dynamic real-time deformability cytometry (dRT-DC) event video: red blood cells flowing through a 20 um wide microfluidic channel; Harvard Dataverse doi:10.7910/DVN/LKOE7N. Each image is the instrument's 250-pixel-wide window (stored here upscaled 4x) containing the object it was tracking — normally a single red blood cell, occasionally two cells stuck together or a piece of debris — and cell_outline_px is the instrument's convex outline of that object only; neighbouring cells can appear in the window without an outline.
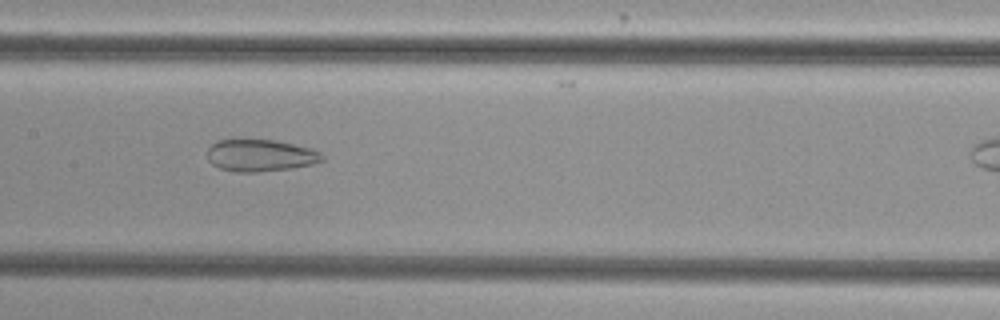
{"species": "common noctule bat (a hibernating species)", "species_latin": "Nyctalus noctula", "temperature_condition": "cold", "stored_images_in_passage": 39, "camera_frame_rate_fps": 3000, "um_per_image_px": 0.085, "animal": {"sex": "female", "body_mass_g": 29.2, "forearm_length_mm": 56.3}, "frame": {"image": 1, "passage_image": 22, "time_ms": 7.0, "image_size_px": [1000, 320], "cell_outline_px": [[324, 160], [312, 164], [292, 168], [256, 172], [236, 172], [220, 168], [212, 164], [208, 160], [208, 148], [216, 140], [232, 136], [276, 140], [312, 148], [320, 152], [324, 156]], "centroid_in_image_um": [22.09, 13.16], "position_along_channel_um": 185.3, "area_um2": 22.31}}
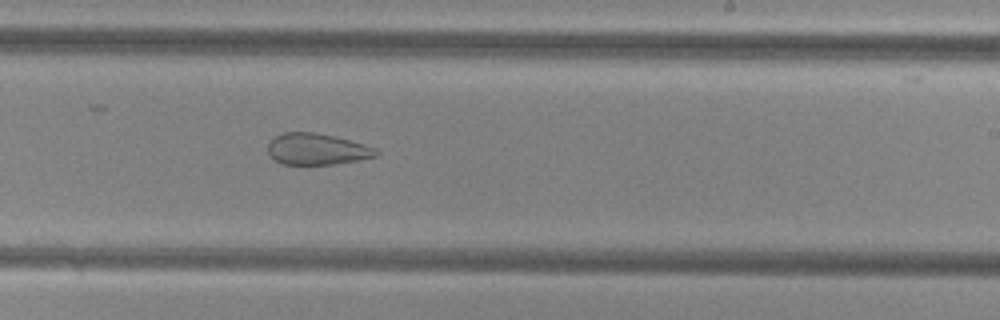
{"frame": {"image": 2, "passage_image": 28, "time_ms": 9.0, "image_size_px": [1000, 320], "cell_outline_px": [[380, 152], [376, 156], [356, 160], [332, 164], [284, 164], [276, 160], [268, 152], [268, 144], [276, 136], [284, 132], [316, 132], [364, 144], [376, 148]], "centroid_in_image_um": [26.94, 12.67], "position_along_channel_um": 262.1, "area_um2": 19.42}}
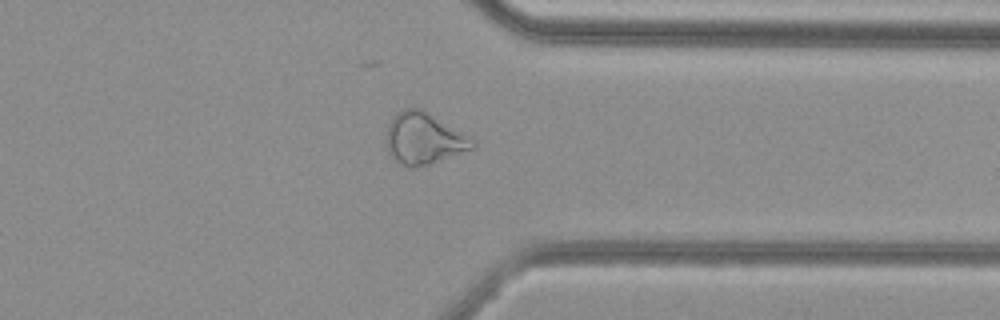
{"frame": {"image": 3, "passage_image": 37, "time_ms": 12.0, "image_size_px": [1000, 320], "cell_outline_px": [[476, 148], [432, 164], [416, 168], [412, 168], [392, 160], [388, 152], [388, 124], [392, 116], [396, 112], [404, 108], [420, 108], [428, 112], [476, 140]], "centroid_in_image_um": [36.05, 11.8], "position_along_channel_um": 375.3, "area_um2": 26.18}}